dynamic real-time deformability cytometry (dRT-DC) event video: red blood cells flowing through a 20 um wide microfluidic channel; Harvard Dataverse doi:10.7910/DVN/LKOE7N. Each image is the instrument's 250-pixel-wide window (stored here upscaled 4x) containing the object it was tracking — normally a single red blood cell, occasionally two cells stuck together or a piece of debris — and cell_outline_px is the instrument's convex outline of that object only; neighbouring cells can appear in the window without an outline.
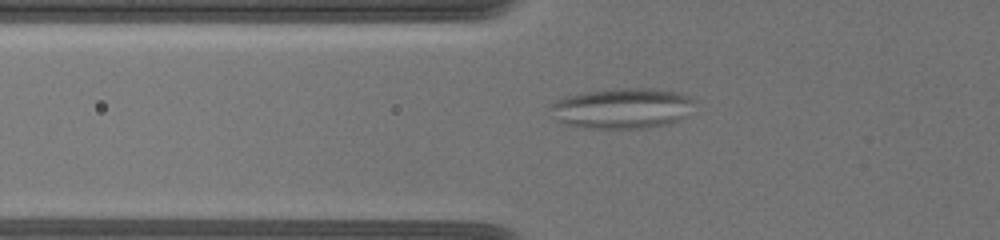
{"species": "common noctule bat (a hibernating species)", "species_latin": "Nyctalus noctula", "temperature_condition": "warm", "stored_images_in_passage": 69, "camera_frame_rate_fps": 3000, "um_per_image_px": 0.085, "animal": {"sex": "female", "body_mass_g": 19.5, "forearm_length_mm": 54.1}, "frame": {"image": 1, "passage_image": 21, "time_ms": 3.333, "image_size_px": [1000, 240], "cell_outline_px": [[692, 100], [684, 116], [668, 124], [644, 128], [584, 128], [564, 124], [556, 120], [548, 108], [556, 100], [564, 96], [588, 92], [620, 88], [648, 88], [680, 92], [688, 96]], "centroid_in_image_um": [52.79, 9.21], "position_along_channel_um": 73.0, "area_um2": 33.64}}
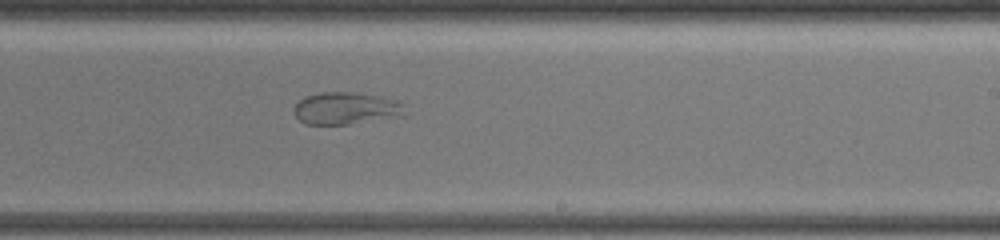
{"frame": {"image": 2, "passage_image": 44, "time_ms": 8.667, "image_size_px": [1000, 240], "cell_outline_px": [[400, 104], [392, 112], [348, 124], [304, 124], [296, 116], [296, 104], [304, 96], [320, 92], [356, 92], [376, 96], [392, 100]], "centroid_in_image_um": [29.05, 9.16], "position_along_channel_um": 260.0, "area_um2": 18.73}}
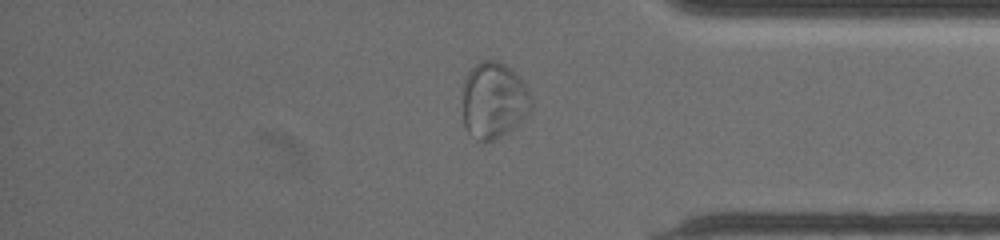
{"frame": {"image": 3, "passage_image": 64, "time_ms": 12.667, "image_size_px": [1000, 240], "cell_outline_px": [[532, 108], [512, 128], [500, 136], [492, 140], [476, 140], [468, 132], [464, 124], [464, 84], [468, 72], [480, 60], [496, 60], [504, 64], [524, 84], [532, 96]], "centroid_in_image_um": [41.96, 8.52], "position_along_channel_um": 393.2, "area_um2": 29.82}}